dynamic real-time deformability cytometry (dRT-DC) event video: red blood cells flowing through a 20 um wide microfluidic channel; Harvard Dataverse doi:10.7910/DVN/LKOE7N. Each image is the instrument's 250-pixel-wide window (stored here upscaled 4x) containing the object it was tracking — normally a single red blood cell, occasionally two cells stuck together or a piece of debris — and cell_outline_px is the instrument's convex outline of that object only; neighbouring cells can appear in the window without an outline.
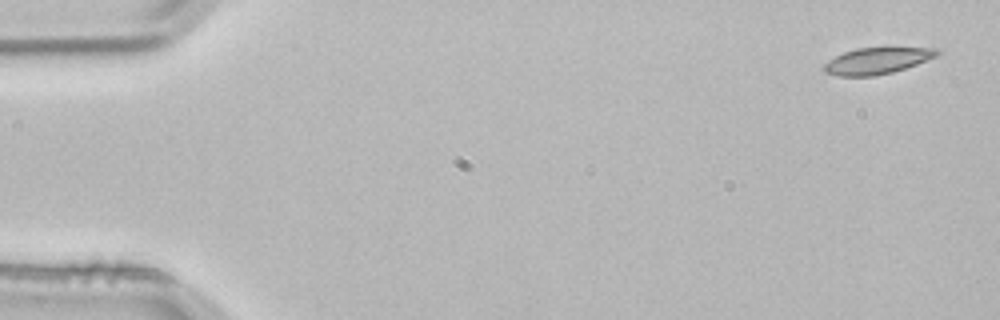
{"species": "common noctule bat (a hibernating species)", "species_latin": "Nyctalus noctula", "temperature_condition": "room temperature", "stored_images_in_passage": 3, "camera_frame_rate_fps": 3000, "um_per_image_px": 0.085, "animal": {"sex": "male", "body_mass_g": 21.5, "forearm_length_mm": 52.0}, "frame": {"image": 1, "passage_image": 1, "time_ms": 0.0, "image_size_px": [1000, 320], "cell_outline_px": [[940, 52], [936, 56], [916, 64], [892, 72], [872, 76], [840, 76], [824, 72], [824, 64], [828, 60], [844, 52], [856, 48], [936, 48]], "centroid_in_image_um": [74.51, 5.17], "position_along_channel_um": 10.5, "area_um2": 17.05}}
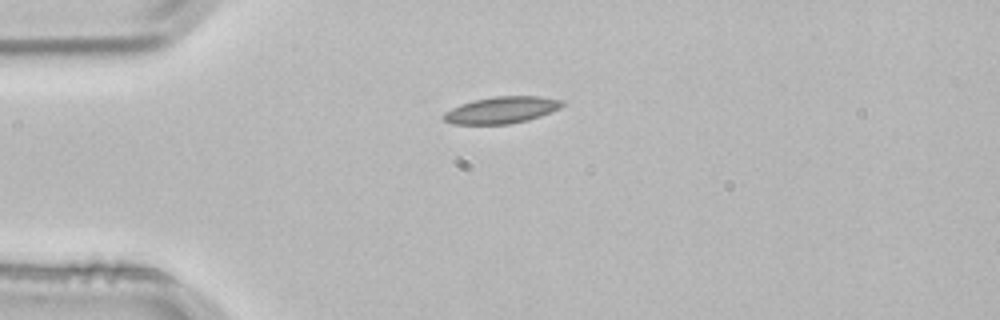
{"frame": {"image": 2, "passage_image": 3, "time_ms": 0.667, "image_size_px": [1000, 320], "cell_outline_px": [[564, 104], [560, 108], [552, 112], [528, 120], [508, 124], [452, 124], [444, 120], [440, 116], [444, 112], [460, 104], [472, 100], [492, 96], [540, 96], [564, 100]], "centroid_in_image_um": [42.62, 9.34], "position_along_channel_um": 42.4, "area_um2": 18.73}}